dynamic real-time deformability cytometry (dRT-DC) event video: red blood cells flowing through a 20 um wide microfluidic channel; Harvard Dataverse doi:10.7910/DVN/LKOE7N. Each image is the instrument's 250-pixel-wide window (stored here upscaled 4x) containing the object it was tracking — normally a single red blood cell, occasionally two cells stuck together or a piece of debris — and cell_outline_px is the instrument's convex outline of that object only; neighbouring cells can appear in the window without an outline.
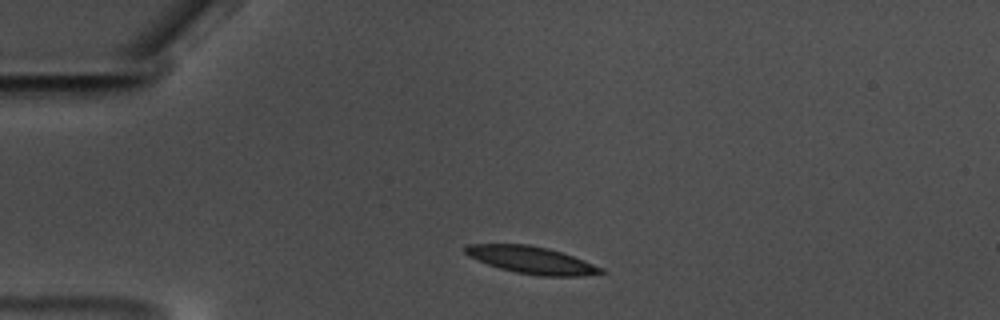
{"species": "common noctule bat (a hibernating species)", "species_latin": "Nyctalus noctula", "temperature_condition": "warm", "stored_images_in_passage": 40, "camera_frame_rate_fps": 3000, "um_per_image_px": 0.085, "animal": {"sex": "male", "body_mass_g": 17.5, "forearm_length_mm": 52.3}, "frame": {"image": 1, "passage_image": 2, "time_ms": 0.333, "image_size_px": [1000, 320], "cell_outline_px": [[608, 272], [580, 276], [540, 276], [516, 272], [500, 268], [488, 264], [468, 256], [464, 252], [464, 248], [468, 244], [528, 244], [548, 248], [584, 260], [604, 268]], "centroid_in_image_um": [45.2, 22.1], "position_along_channel_um": 39.8, "area_um2": 21.44}}
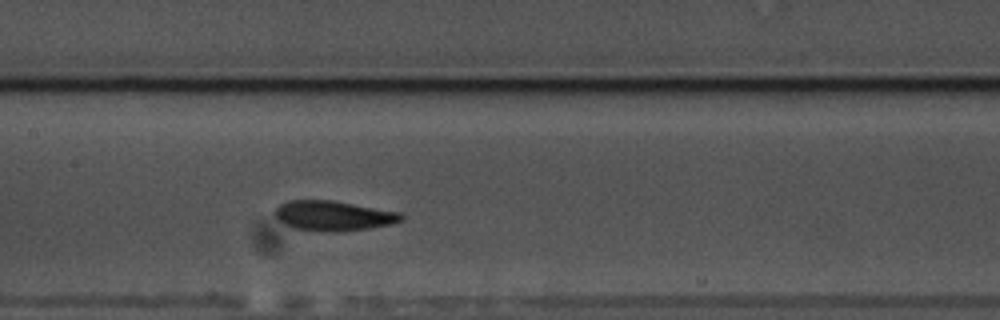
{"frame": {"image": 2, "passage_image": 17, "time_ms": 5.333, "image_size_px": [1000, 320], "cell_outline_px": [[404, 220], [392, 224], [368, 228], [340, 232], [320, 232], [292, 228], [284, 224], [272, 212], [280, 204], [288, 200], [332, 200], [400, 212], [404, 216]], "centroid_in_image_um": [28.33, 18.35], "position_along_channel_um": 179.1, "area_um2": 22.31}}
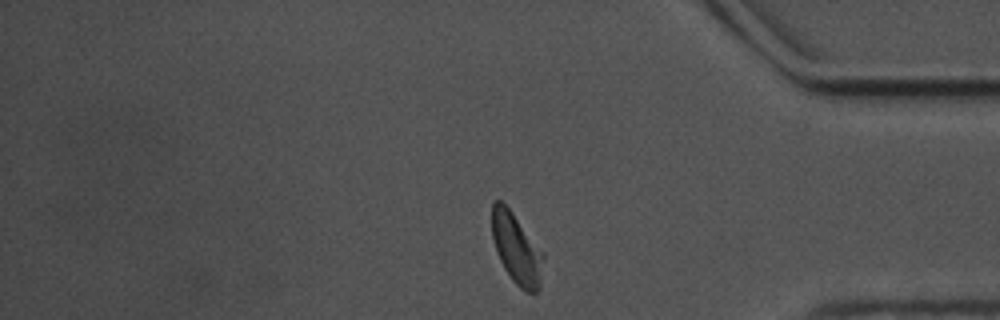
{"frame": {"image": 3, "passage_image": 37, "time_ms": 12.0, "image_size_px": [1000, 320], "cell_outline_px": [[544, 256], [540, 288], [536, 292], [524, 292], [512, 280], [504, 268], [496, 252], [492, 236], [492, 200], [500, 200], [512, 212], [544, 252]], "centroid_in_image_um": [43.91, 21.16], "position_along_channel_um": 391.3, "area_um2": 21.21}, "authors_computed_cell_mechanics": {"area_um2": 21.5305, "velocity_mm_per_s": 3.4751, "shape_relaxation_time_tau1_ms": 4.1583, "shape_relaxation_time_tau2_ms": 2.3197, "deformation_change_tau1": 0.1357, "deformation_change_tau2": 0.0915}}